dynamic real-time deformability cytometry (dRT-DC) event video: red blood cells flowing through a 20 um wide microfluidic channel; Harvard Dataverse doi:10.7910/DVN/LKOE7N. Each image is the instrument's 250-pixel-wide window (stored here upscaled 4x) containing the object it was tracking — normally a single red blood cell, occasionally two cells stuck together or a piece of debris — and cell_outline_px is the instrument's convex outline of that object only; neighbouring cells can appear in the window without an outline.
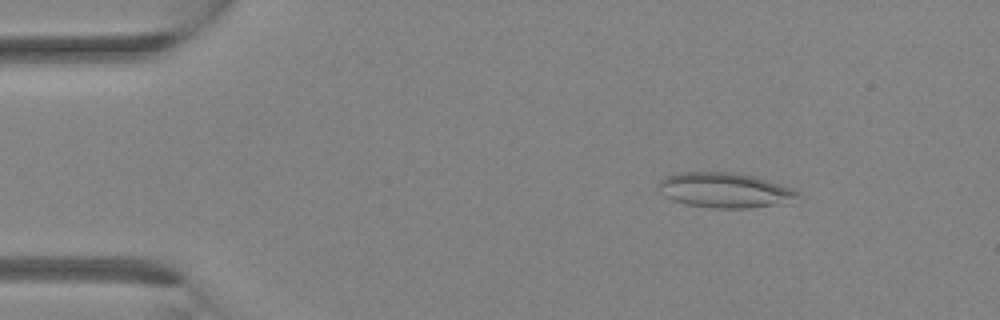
{"species": "Egyptian fruit bat (a non-hibernating species)", "species_latin": "Rousettus aegyptiacus", "temperature_condition": "room temperature", "stored_images_in_passage": 2, "camera_frame_rate_fps": 3000, "um_per_image_px": 0.085, "animal": {"sex": "female"}, "frame": {"image": 1, "passage_image": 1, "time_ms": 0.0, "image_size_px": [1000, 320], "cell_outline_px": [[800, 196], [776, 204], [748, 208], [712, 208], [684, 204], [672, 200], [664, 196], [656, 188], [656, 184], [664, 176], [680, 172], [740, 172], [756, 176], [792, 188], [800, 192]], "centroid_in_image_um": [61.52, 16.15], "position_along_channel_um": 23.5, "area_um2": 28.67}}